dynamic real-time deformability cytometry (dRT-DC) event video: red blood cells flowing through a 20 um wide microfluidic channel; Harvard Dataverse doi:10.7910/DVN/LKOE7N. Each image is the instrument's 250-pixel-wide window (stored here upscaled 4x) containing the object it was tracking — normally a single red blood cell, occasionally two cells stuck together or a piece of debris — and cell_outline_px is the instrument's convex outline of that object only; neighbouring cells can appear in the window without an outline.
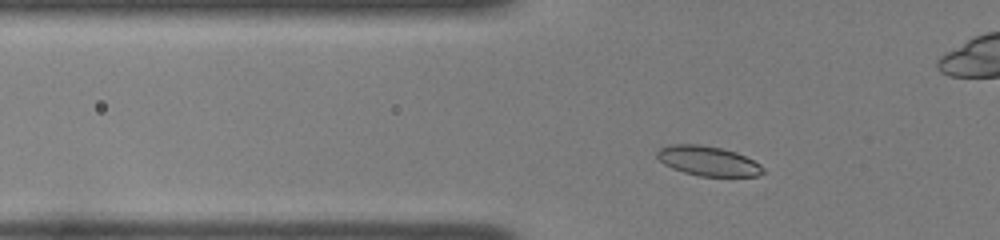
{"species": "common noctule bat (a hibernating species)", "species_latin": "Nyctalus noctula", "temperature_condition": "room temperature", "stored_images_in_passage": 41, "camera_frame_rate_fps": 3000, "um_per_image_px": 0.085, "animal": {"sex": "female", "body_mass_g": 22.0, "forearm_length_mm": 56.7}, "frame": {"image": 1, "passage_image": 6, "time_ms": 1.667, "image_size_px": [1000, 240], "cell_outline_px": [[768, 172], [756, 176], [700, 176], [684, 172], [672, 168], [664, 164], [656, 156], [656, 152], [660, 148], [668, 144], [700, 144], [720, 148], [736, 152], [760, 164]], "centroid_in_image_um": [60.18, 13.68], "position_along_channel_um": 65.6, "area_um2": 18.38}}
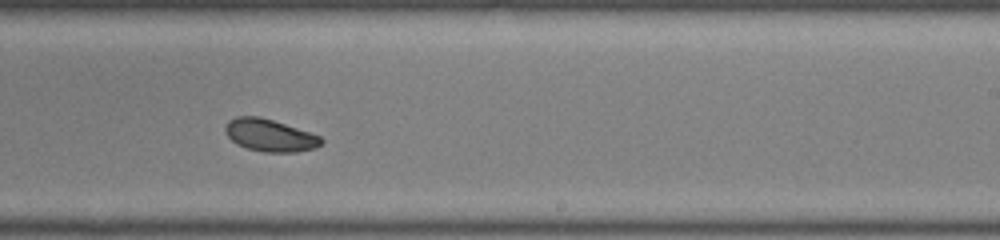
{"frame": {"image": 2, "passage_image": 22, "time_ms": 7.0, "image_size_px": [1000, 240], "cell_outline_px": [[324, 140], [316, 148], [296, 152], [264, 152], [248, 148], [236, 144], [224, 132], [224, 128], [228, 120], [236, 116], [260, 116], [320, 136]], "centroid_in_image_um": [22.9, 11.5], "position_along_channel_um": 266.1, "area_um2": 17.98}}
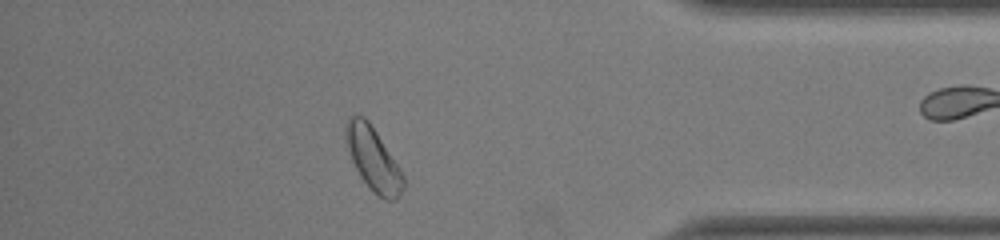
{"frame": {"image": 3, "passage_image": 34, "time_ms": 11.0, "image_size_px": [1000, 240], "cell_outline_px": [[404, 184], [400, 196], [396, 200], [384, 200], [360, 176], [352, 160], [344, 136], [344, 124], [348, 116], [364, 116], [368, 120], [400, 168], [404, 176]], "centroid_in_image_um": [31.71, 13.47], "position_along_channel_um": 403.5, "area_um2": 20.87}, "authors_computed_cell_mechanics": {"area_um2": 18.2648, "velocity_mm_per_s": 3.9289, "shape_relaxation_time_tau1_ms": 1.7415, "shape_relaxation_time_tau2_ms": null, "deformation_change_tau1": 0.0644, "deformation_change_tau2": null}}